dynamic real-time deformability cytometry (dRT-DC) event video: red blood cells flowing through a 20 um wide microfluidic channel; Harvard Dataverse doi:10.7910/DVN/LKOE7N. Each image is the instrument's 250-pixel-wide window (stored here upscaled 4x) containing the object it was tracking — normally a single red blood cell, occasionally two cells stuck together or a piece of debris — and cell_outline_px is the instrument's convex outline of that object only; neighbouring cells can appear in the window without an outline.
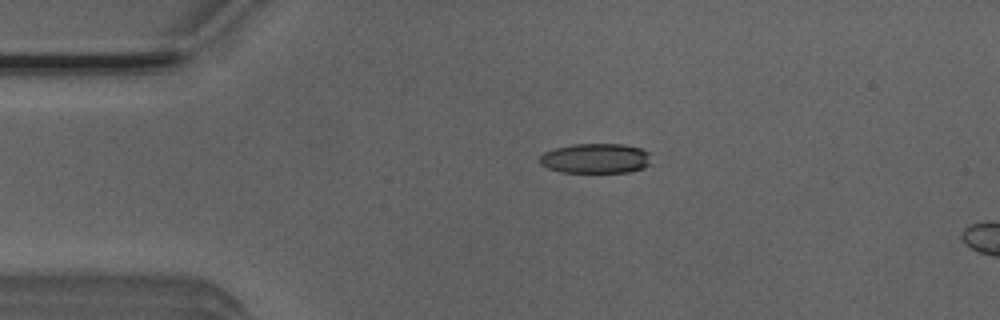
{"species": "Egyptian fruit bat (a non-hibernating species)", "species_latin": "Rousettus aegyptiacus", "temperature_condition": "room temperature", "stored_images_in_passage": 3, "camera_frame_rate_fps": 3000, "um_per_image_px": 0.085, "animal": {"sex": "male"}, "frame": {"image": 1, "passage_image": 1, "time_ms": 0.0, "image_size_px": [1000, 320], "cell_outline_px": [[652, 164], [644, 168], [628, 172], [560, 172], [548, 168], [540, 164], [540, 156], [544, 152], [556, 148], [572, 144], [624, 144], [640, 148], [648, 152]], "centroid_in_image_um": [50.65, 13.46], "position_along_channel_um": 34.3, "area_um2": 19.54}}